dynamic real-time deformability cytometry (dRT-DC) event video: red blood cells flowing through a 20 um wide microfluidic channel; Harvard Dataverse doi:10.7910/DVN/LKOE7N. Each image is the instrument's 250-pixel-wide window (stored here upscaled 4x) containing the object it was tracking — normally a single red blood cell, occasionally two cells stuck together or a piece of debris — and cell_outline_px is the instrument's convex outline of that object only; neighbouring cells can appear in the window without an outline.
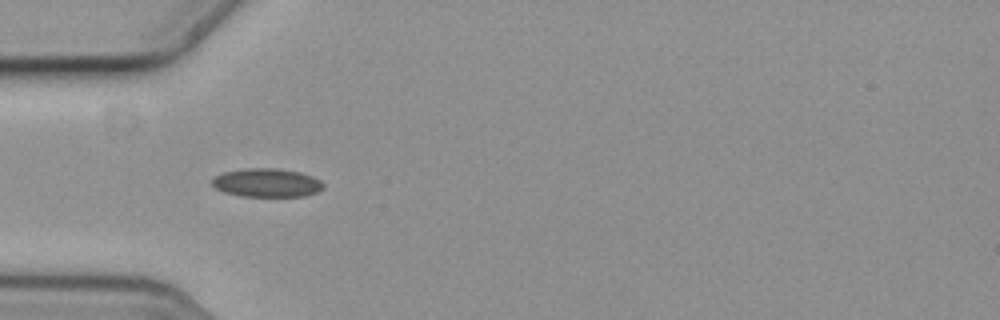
{"species": "common noctule bat (a hibernating species)", "species_latin": "Nyctalus noctula", "temperature_condition": "cold", "stored_images_in_passage": 44, "camera_frame_rate_fps": 3000, "um_per_image_px": 0.085, "animal": {"sex": "female", "body_mass_g": 19.3, "forearm_length_mm": 54.1}, "frame": {"image": 1, "passage_image": 5, "time_ms": 1.333, "image_size_px": [1000, 320], "cell_outline_px": [[324, 188], [316, 192], [304, 196], [240, 196], [224, 192], [216, 188], [212, 184], [212, 180], [216, 176], [224, 172], [248, 168], [276, 168], [300, 172], [312, 176], [320, 180], [324, 184]], "centroid_in_image_um": [22.7, 15.53], "position_along_channel_um": 62.3, "area_um2": 18.44}}
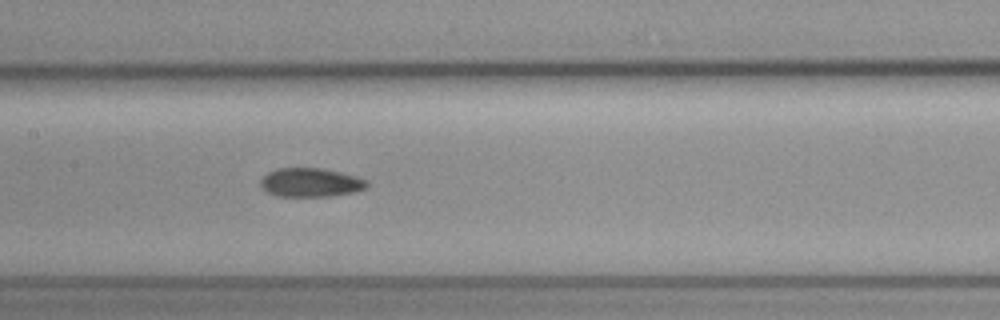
{"frame": {"image": 2, "passage_image": 15, "time_ms": 4.667, "image_size_px": [1000, 320], "cell_outline_px": [[368, 184], [364, 188], [352, 192], [332, 196], [276, 196], [260, 188], [260, 180], [268, 172], [280, 168], [320, 168], [340, 172], [356, 176], [368, 180]], "centroid_in_image_um": [26.38, 15.51], "position_along_channel_um": 181.0, "area_um2": 17.8}}
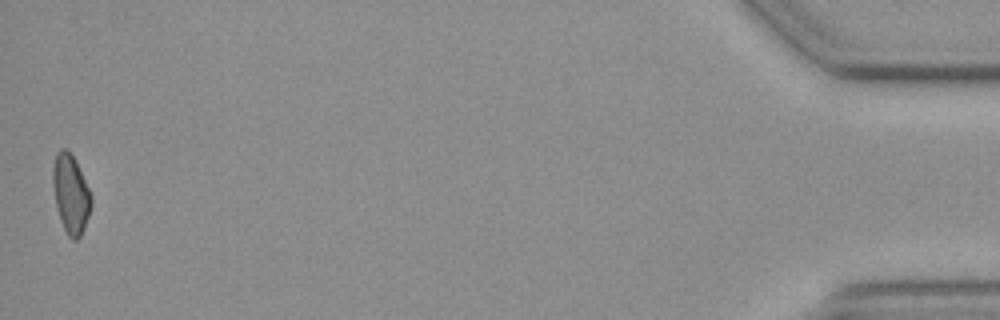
{"frame": {"image": 3, "passage_image": 44, "time_ms": 14.333, "image_size_px": [1000, 320], "cell_outline_px": [[92, 204], [84, 228], [80, 236], [76, 240], [72, 240], [68, 236], [60, 220], [56, 204], [52, 180], [52, 168], [56, 152], [60, 148], [64, 148], [72, 156], [92, 196]], "centroid_in_image_um": [6.0, 16.5], "position_along_channel_um": 429.2, "area_um2": 17.28}, "authors_computed_cell_mechanics": {"area_um2": 17.8024, "velocity_mm_per_s": 3.6162, "shape_relaxation_time_tau1_ms": null, "shape_relaxation_time_tau2_ms": 10.4964, "deformation_change_tau1": null, "deformation_change_tau2": 0.1611}}